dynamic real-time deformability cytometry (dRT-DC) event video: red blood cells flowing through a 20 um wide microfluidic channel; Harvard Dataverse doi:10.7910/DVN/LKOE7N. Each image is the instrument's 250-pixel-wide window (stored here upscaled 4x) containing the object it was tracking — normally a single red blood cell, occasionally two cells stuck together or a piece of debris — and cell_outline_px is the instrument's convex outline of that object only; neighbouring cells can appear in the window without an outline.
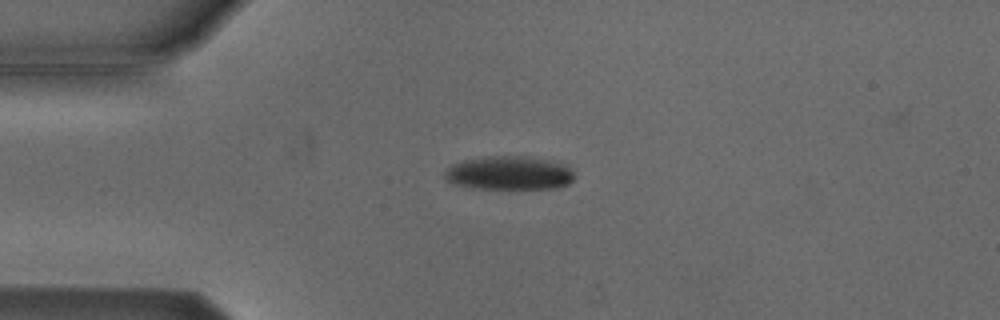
{"species": "Egyptian fruit bat (a non-hibernating species)", "species_latin": "Rousettus aegyptiacus", "temperature_condition": "cold", "stored_images_in_passage": 2, "camera_frame_rate_fps": 3000, "um_per_image_px": 0.085, "animal": {"sex": "male"}, "frame": {"image": 1, "passage_image": 1, "time_ms": 0.0, "image_size_px": [1000, 320], "cell_outline_px": [[572, 180], [568, 184], [556, 188], [508, 192], [476, 188], [456, 184], [444, 180], [444, 172], [452, 164], [464, 160], [484, 156], [520, 156], [544, 160], [560, 164], [568, 168], [572, 172]], "centroid_in_image_um": [43.21, 14.77], "position_along_channel_um": 41.8, "area_um2": 26.07}}